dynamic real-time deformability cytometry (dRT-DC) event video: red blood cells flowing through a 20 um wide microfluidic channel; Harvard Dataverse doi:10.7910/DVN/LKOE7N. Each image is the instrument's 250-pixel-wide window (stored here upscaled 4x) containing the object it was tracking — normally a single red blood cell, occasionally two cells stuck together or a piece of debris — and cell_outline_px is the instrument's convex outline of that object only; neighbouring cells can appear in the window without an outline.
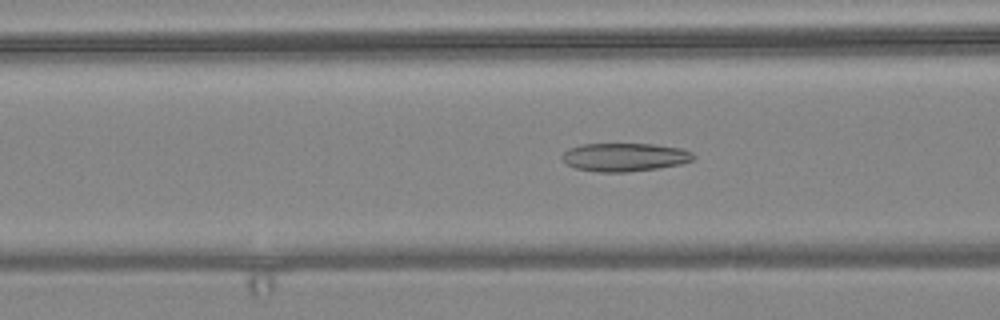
{"species": "common noctule bat (a hibernating species)", "species_latin": "Nyctalus noctula", "temperature_condition": "warm", "stored_images_in_passage": 41, "camera_frame_rate_fps": 3000, "um_per_image_px": 0.085, "animal": {"sex": "female", "body_mass_g": 24.6, "forearm_length_mm": 56.2}, "frame": {"image": 1, "passage_image": 6, "time_ms": 1.667, "image_size_px": [1000, 320], "cell_outline_px": [[696, 156], [692, 160], [680, 164], [660, 168], [628, 172], [600, 172], [576, 168], [568, 164], [560, 156], [568, 148], [580, 144], [652, 144], [680, 148], [692, 152]], "centroid_in_image_um": [53.1, 13.35], "position_along_channel_um": 113.5, "area_um2": 21.68}}
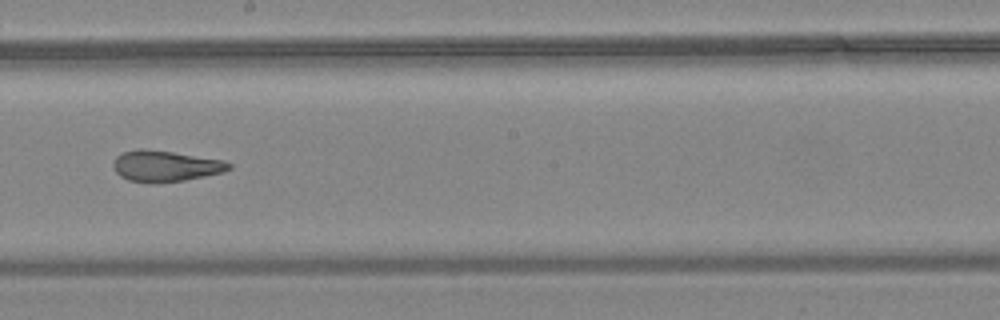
{"frame": {"image": 2, "passage_image": 16, "time_ms": 5.0, "image_size_px": [1000, 320], "cell_outline_px": [[232, 168], [224, 172], [184, 180], [156, 184], [152, 184], [128, 180], [120, 176], [116, 172], [112, 164], [116, 156], [124, 152], [140, 148], [172, 152], [224, 160], [232, 164]], "centroid_in_image_um": [14.05, 14.13], "position_along_channel_um": 234.1, "area_um2": 21.04}}
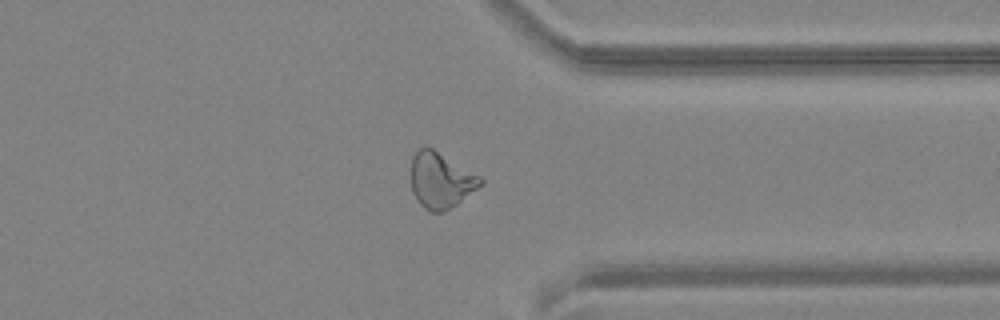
{"frame": {"image": 3, "passage_image": 28, "time_ms": 9.0, "image_size_px": [1000, 320], "cell_outline_px": [[484, 184], [456, 204], [444, 212], [428, 212], [416, 200], [412, 192], [412, 156], [420, 148], [432, 148], [480, 176], [484, 180]], "centroid_in_image_um": [37.47, 15.36], "position_along_channel_um": 373.9, "area_um2": 22.37}, "authors_computed_cell_mechanics": {"area_um2": 21.6172, "velocity_mm_per_s": 3.6138, "shape_relaxation_time_tau1_ms": null, "shape_relaxation_time_tau2_ms": 2.1814, "deformation_change_tau1": null, "deformation_change_tau2": 0.1132}}